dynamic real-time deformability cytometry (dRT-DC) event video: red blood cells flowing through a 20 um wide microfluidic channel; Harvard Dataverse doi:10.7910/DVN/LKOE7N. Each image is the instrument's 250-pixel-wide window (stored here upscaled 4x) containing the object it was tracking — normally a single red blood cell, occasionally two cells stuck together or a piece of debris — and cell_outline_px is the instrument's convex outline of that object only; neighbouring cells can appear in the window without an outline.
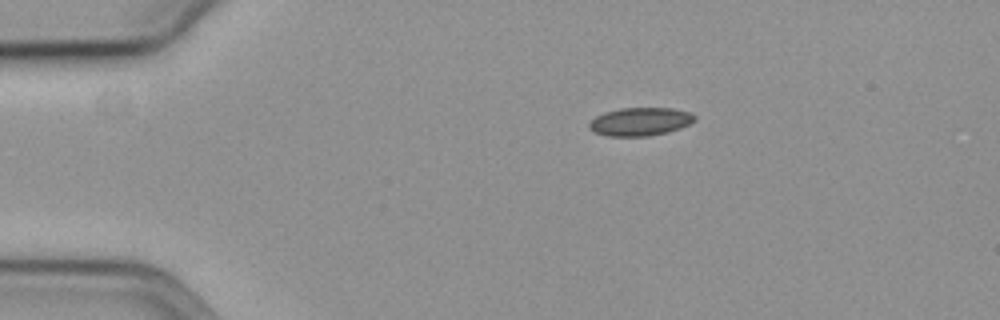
{"species": "common noctule bat (a hibernating species)", "species_latin": "Nyctalus noctula", "temperature_condition": "cold", "stored_images_in_passage": 47, "camera_frame_rate_fps": 3000, "um_per_image_px": 0.085, "animal": {"sex": "female", "body_mass_g": 19.3, "forearm_length_mm": 54.1}, "frame": {"image": 1, "passage_image": 1, "time_ms": 0.0, "image_size_px": [1000, 320], "cell_outline_px": [[696, 120], [680, 128], [668, 132], [648, 136], [608, 136], [592, 132], [588, 128], [588, 124], [596, 116], [604, 112], [620, 108], [672, 108], [692, 112], [696, 116]], "centroid_in_image_um": [54.41, 10.33], "position_along_channel_um": 30.6, "area_um2": 17.51}}
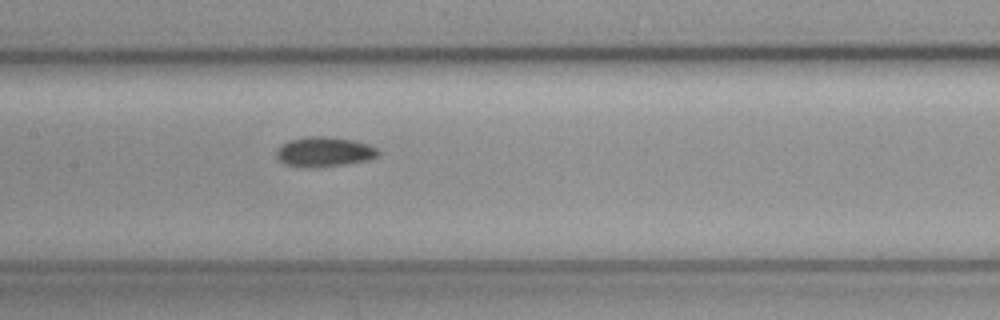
{"frame": {"image": 2, "passage_image": 18, "time_ms": 5.667, "image_size_px": [1000, 320], "cell_outline_px": [[380, 152], [376, 156], [368, 160], [344, 164], [316, 168], [300, 168], [284, 164], [276, 156], [276, 152], [288, 140], [308, 136], [328, 136], [352, 140], [368, 144], [376, 148]], "centroid_in_image_um": [27.54, 12.92], "position_along_channel_um": 179.9, "area_um2": 17.74}}
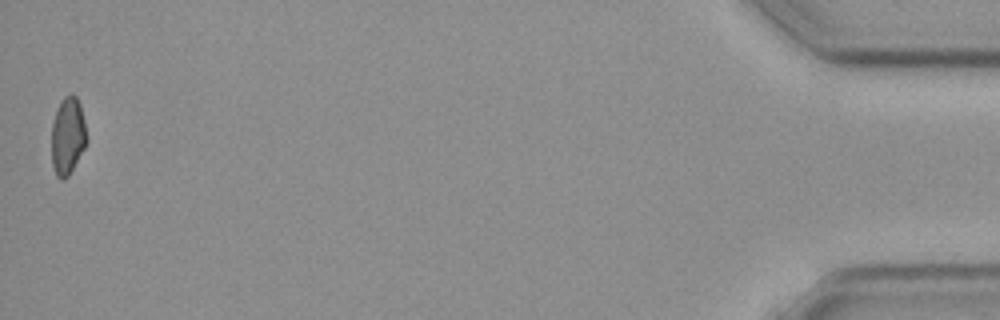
{"frame": {"image": 3, "passage_image": 47, "time_ms": 15.333, "image_size_px": [1000, 320], "cell_outline_px": [[88, 140], [84, 148], [68, 176], [64, 180], [60, 180], [56, 176], [52, 164], [52, 124], [60, 100], [64, 96], [72, 92], [76, 96], [80, 104], [84, 120]], "centroid_in_image_um": [5.76, 11.54], "position_along_channel_um": 429.4, "area_um2": 15.95}}